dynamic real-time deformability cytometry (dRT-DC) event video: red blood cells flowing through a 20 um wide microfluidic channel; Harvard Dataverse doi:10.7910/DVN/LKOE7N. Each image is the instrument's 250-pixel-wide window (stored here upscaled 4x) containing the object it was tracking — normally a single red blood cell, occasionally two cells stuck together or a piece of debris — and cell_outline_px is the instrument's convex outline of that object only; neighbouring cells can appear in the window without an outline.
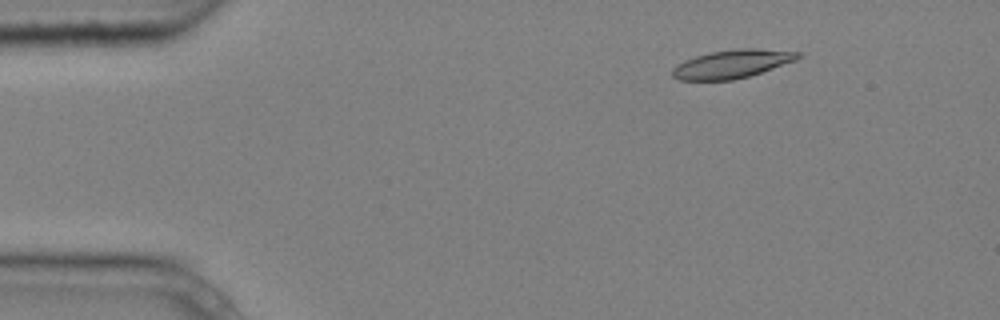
{"species": "common noctule bat (a hibernating species)", "species_latin": "Nyctalus noctula", "temperature_condition": "cold", "stored_images_in_passage": 4, "camera_frame_rate_fps": 3000, "um_per_image_px": 0.085, "animal": {"sex": "male", "body_mass_g": 20.4}, "frame": {"image": 1, "passage_image": 2, "time_ms": 0.333, "image_size_px": [1000, 320], "cell_outline_px": [[800, 56], [796, 60], [748, 76], [732, 80], [680, 80], [672, 76], [672, 68], [676, 64], [684, 60], [696, 56], [712, 52], [740, 48], [756, 48], [800, 52]], "centroid_in_image_um": [62.18, 5.43], "position_along_channel_um": 22.8, "area_um2": 20.52}}